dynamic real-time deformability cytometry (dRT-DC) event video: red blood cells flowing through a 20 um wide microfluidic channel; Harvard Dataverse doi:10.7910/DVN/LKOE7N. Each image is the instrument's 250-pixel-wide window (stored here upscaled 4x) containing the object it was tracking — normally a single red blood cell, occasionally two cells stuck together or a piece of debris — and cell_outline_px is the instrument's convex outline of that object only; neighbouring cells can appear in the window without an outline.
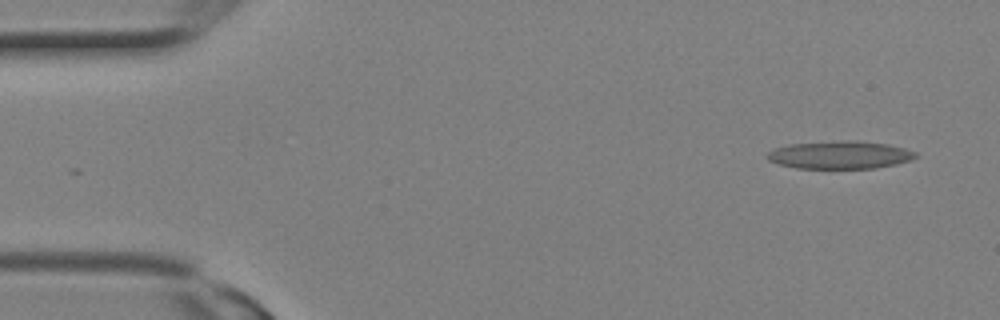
{"species": "Egyptian fruit bat (a non-hibernating species)", "species_latin": "Rousettus aegyptiacus", "temperature_condition": "room temperature", "stored_images_in_passage": 3, "camera_frame_rate_fps": 3000, "um_per_image_px": 0.085, "animal": {"sex": "female"}, "frame": {"image": 1, "passage_image": 1, "time_ms": 0.0, "image_size_px": [1000, 320], "cell_outline_px": [[916, 156], [912, 160], [896, 164], [876, 168], [796, 168], [780, 164], [768, 160], [764, 156], [768, 152], [776, 148], [788, 144], [844, 140], [856, 140], [888, 144], [904, 148], [916, 152]], "centroid_in_image_um": [71.39, 13.16], "position_along_channel_um": 13.6, "area_um2": 24.1}}
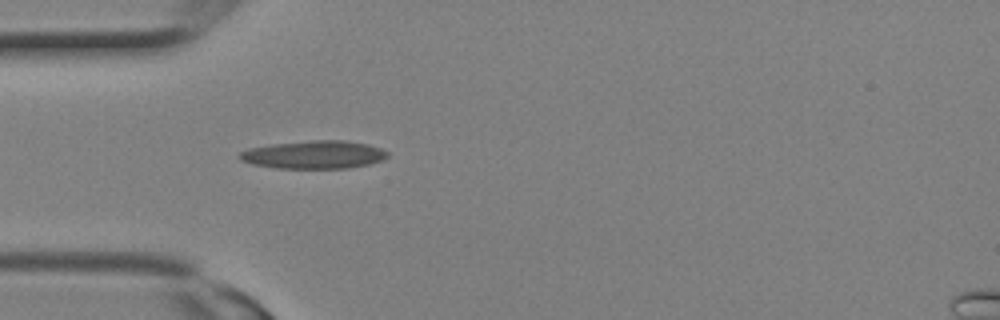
{"frame": {"image": 2, "passage_image": 3, "time_ms": 0.667, "image_size_px": [1000, 320], "cell_outline_px": [[388, 156], [380, 160], [368, 164], [348, 168], [276, 168], [252, 164], [240, 160], [236, 156], [240, 152], [248, 148], [272, 144], [312, 140], [344, 140], [368, 144], [380, 148], [388, 152]], "centroid_in_image_um": [26.64, 13.14], "position_along_channel_um": 58.4, "area_um2": 24.16}}